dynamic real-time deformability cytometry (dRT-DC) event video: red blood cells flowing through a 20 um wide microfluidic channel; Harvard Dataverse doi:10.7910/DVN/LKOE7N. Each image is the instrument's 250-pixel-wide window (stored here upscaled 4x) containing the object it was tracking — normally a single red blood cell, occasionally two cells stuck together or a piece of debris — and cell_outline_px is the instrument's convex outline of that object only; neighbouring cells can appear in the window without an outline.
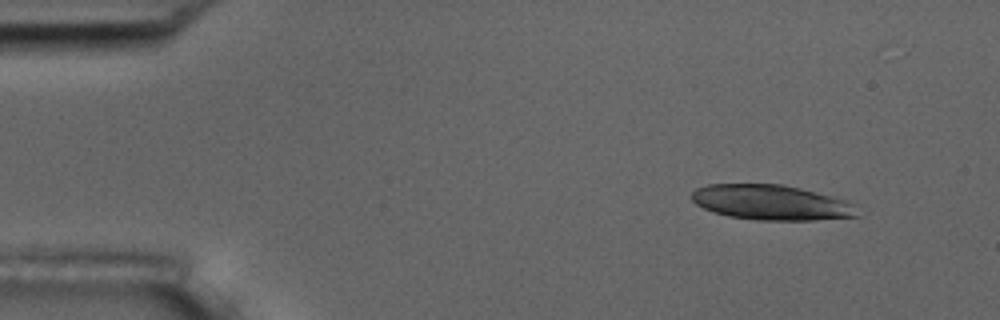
{"species": "common noctule bat (a hibernating species)", "species_latin": "Nyctalus noctula", "temperature_condition": "room temperature", "stored_images_in_passage": 5, "camera_frame_rate_fps": 3000, "um_per_image_px": 0.085, "animal": {"sex": "male", "body_mass_g": 17.5, "forearm_length_mm": 52.3}, "frame": {"image": 1, "passage_image": 2, "time_ms": 1.333, "image_size_px": [1000, 320], "cell_outline_px": [[860, 216], [816, 220], [756, 220], [728, 216], [712, 212], [696, 204], [692, 200], [692, 192], [696, 188], [708, 184], [780, 184], [800, 188], [848, 200], [852, 204]], "centroid_in_image_um": [65.55, 17.21], "position_along_channel_um": 19.5, "area_um2": 33.93}}